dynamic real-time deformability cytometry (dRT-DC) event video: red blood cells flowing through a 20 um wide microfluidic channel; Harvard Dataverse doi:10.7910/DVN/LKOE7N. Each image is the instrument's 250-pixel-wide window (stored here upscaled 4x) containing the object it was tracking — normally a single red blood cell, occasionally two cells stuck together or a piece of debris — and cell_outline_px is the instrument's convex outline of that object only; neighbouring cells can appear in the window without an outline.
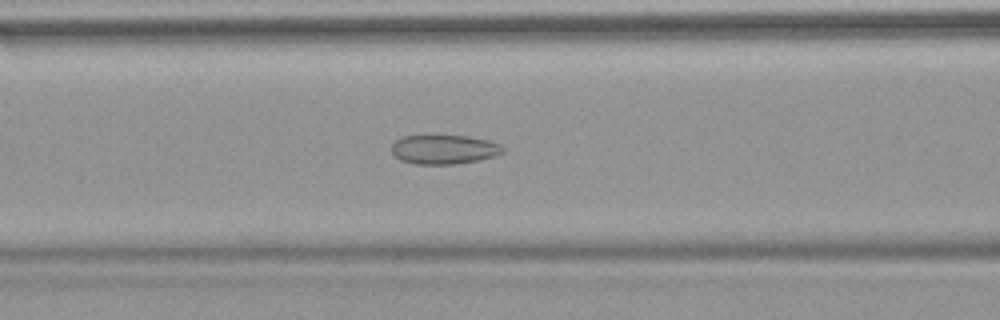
{"species": "common noctule bat (a hibernating species)", "species_latin": "Nyctalus noctula", "temperature_condition": "warm", "stored_images_in_passage": 31, "camera_frame_rate_fps": 3000, "um_per_image_px": 0.085, "animal": {"sex": "female", "body_mass_g": 18.4}, "frame": {"image": 1, "passage_image": 5, "time_ms": 1.333, "image_size_px": [1000, 320], "cell_outline_px": [[504, 152], [496, 156], [480, 160], [452, 164], [416, 164], [400, 160], [392, 152], [392, 144], [396, 140], [404, 136], [468, 136], [488, 140], [500, 144], [504, 148]], "centroid_in_image_um": [37.77, 12.71], "position_along_channel_um": 128.8, "area_um2": 18.9}}
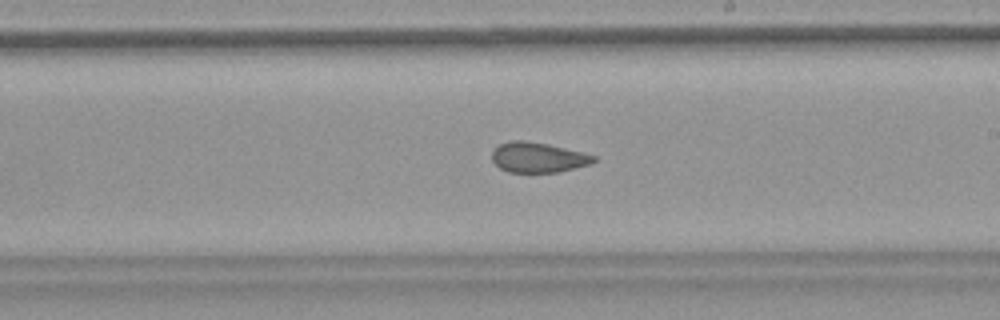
{"frame": {"image": 2, "passage_image": 14, "time_ms": 4.333, "image_size_px": [1000, 320], "cell_outline_px": [[596, 160], [592, 164], [560, 172], [508, 172], [500, 168], [492, 160], [492, 148], [508, 140], [524, 140], [548, 144], [584, 152], [596, 156]], "centroid_in_image_um": [45.74, 13.37], "position_along_channel_um": 243.3, "area_um2": 18.15}}
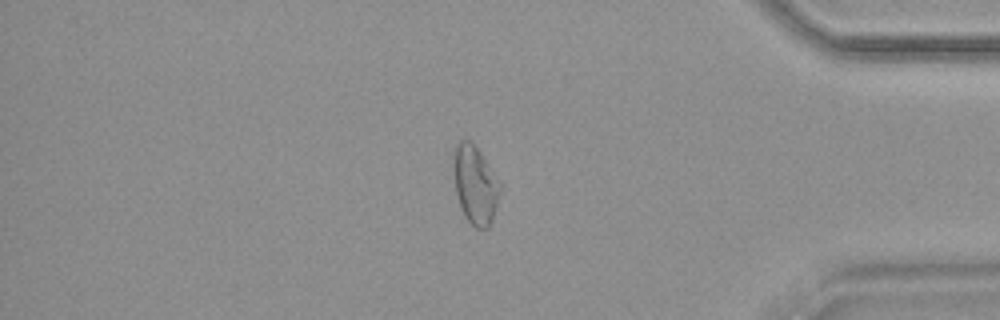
{"frame": {"image": 3, "passage_image": 28, "time_ms": 9.0, "image_size_px": [1000, 320], "cell_outline_px": [[500, 192], [492, 220], [488, 228], [476, 228], [464, 216], [460, 208], [456, 192], [452, 148], [460, 140], [472, 140], [480, 152], [500, 184]], "centroid_in_image_um": [40.36, 15.68], "position_along_channel_um": 394.8, "area_um2": 21.04}}